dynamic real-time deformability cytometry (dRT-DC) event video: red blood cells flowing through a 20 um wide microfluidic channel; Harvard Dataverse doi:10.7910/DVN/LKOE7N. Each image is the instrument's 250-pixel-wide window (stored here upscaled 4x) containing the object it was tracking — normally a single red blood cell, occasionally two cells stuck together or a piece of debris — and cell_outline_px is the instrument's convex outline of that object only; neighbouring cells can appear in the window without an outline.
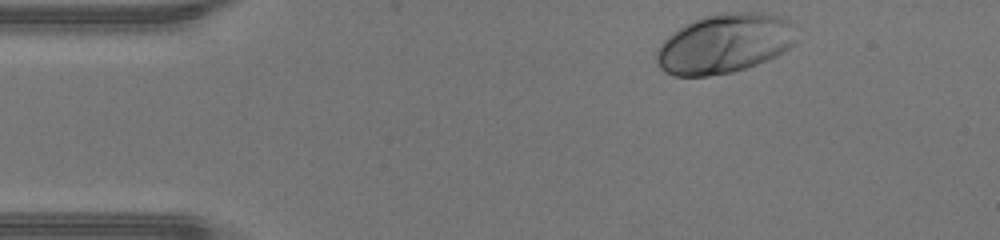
{"species": "human", "species_latin": "Homo sapiens", "temperature_condition": "warm", "stored_images_in_passage": 34, "camera_frame_rate_fps": 3000, "um_per_image_px": 0.085, "donor": {"sex": "male"}, "frame": {"image": 1, "passage_image": 1, "time_ms": 0.0, "image_size_px": [1000, 240], "cell_outline_px": [[796, 44], [784, 52], [768, 60], [732, 72], [708, 76], [672, 76], [664, 72], [660, 68], [656, 60], [656, 48], [672, 32], [692, 20], [704, 16], [720, 12], [764, 12], [780, 16], [788, 20], [792, 24], [796, 40]], "centroid_in_image_um": [61.57, 3.7], "position_along_channel_um": 23.4, "area_um2": 48.96}}
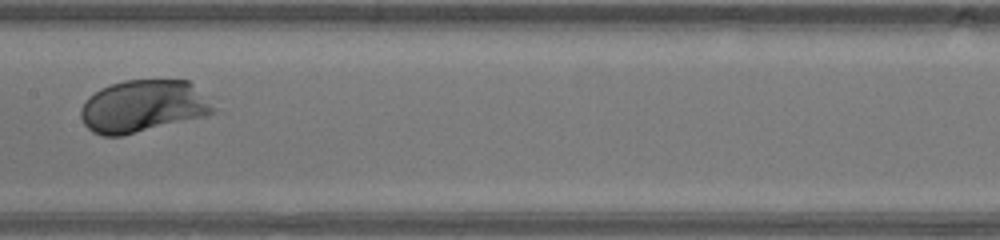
{"frame": {"image": 2, "passage_image": 18, "time_ms": 5.667, "image_size_px": [1000, 240], "cell_outline_px": [[216, 112], [204, 116], [120, 136], [104, 136], [92, 132], [84, 124], [80, 116], [80, 108], [84, 100], [88, 96], [100, 88], [124, 80], [188, 80], [216, 108]], "centroid_in_image_um": [12.11, 9.03], "position_along_channel_um": 195.3, "area_um2": 40.17}}
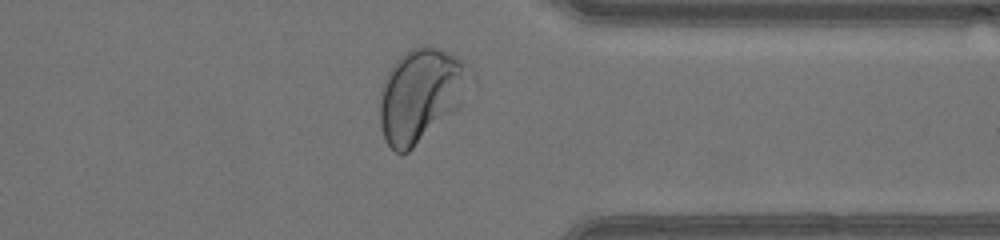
{"frame": {"image": 3, "passage_image": 31, "time_ms": 10.0, "image_size_px": [1000, 240], "cell_outline_px": [[476, 80], [460, 104], [456, 108], [408, 152], [396, 152], [384, 140], [380, 124], [380, 100], [384, 80], [392, 64], [404, 52], [412, 48], [424, 44], [428, 44], [456, 56], [464, 60], [476, 72]], "centroid_in_image_um": [35.83, 8.01], "position_along_channel_um": 375.6, "area_um2": 49.3}, "authors_computed_cell_mechanics": {"area_um2": 41.4426, "velocity_mm_per_s": 4.3143, "shape_relaxation_time_tau1_ms": 1.4488, "shape_relaxation_time_tau2_ms": null, "deformation_change_tau1": 0.1422, "deformation_change_tau2": null}}